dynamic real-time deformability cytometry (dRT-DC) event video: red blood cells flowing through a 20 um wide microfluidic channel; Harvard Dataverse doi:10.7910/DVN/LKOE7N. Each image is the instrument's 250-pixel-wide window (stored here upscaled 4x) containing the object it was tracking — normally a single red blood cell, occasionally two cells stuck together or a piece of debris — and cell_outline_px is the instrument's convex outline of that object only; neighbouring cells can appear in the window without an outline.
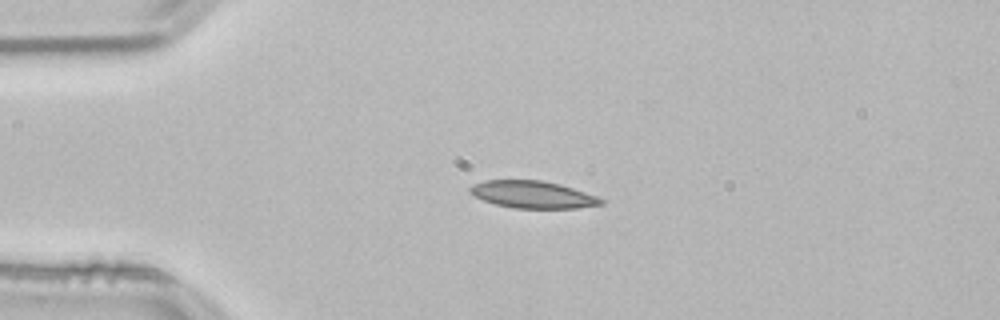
{"species": "common noctule bat (a hibernating species)", "species_latin": "Nyctalus noctula", "temperature_condition": "room temperature", "stored_images_in_passage": 42, "camera_frame_rate_fps": 3000, "um_per_image_px": 0.085, "animal": {"sex": "male", "body_mass_g": 21.5, "forearm_length_mm": 52.0}, "frame": {"image": 1, "passage_image": 1, "time_ms": 0.0, "image_size_px": [1000, 320], "cell_outline_px": [[604, 204], [576, 208], [512, 208], [496, 204], [484, 200], [468, 192], [468, 188], [472, 184], [484, 180], [540, 180], [560, 184], [596, 196], [604, 200]], "centroid_in_image_um": [45.25, 16.53], "position_along_channel_um": 39.7, "area_um2": 20.69}}
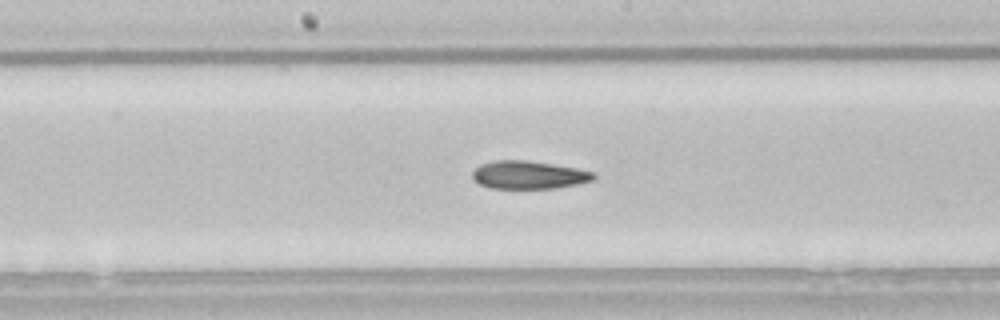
{"frame": {"image": 2, "passage_image": 16, "time_ms": 5.0, "image_size_px": [1000, 320], "cell_outline_px": [[596, 176], [592, 180], [576, 184], [556, 188], [488, 188], [480, 184], [472, 176], [472, 172], [480, 164], [496, 160], [528, 160], [576, 168], [592, 172]], "centroid_in_image_um": [44.91, 14.86], "position_along_channel_um": 203.3, "area_um2": 19.59}}
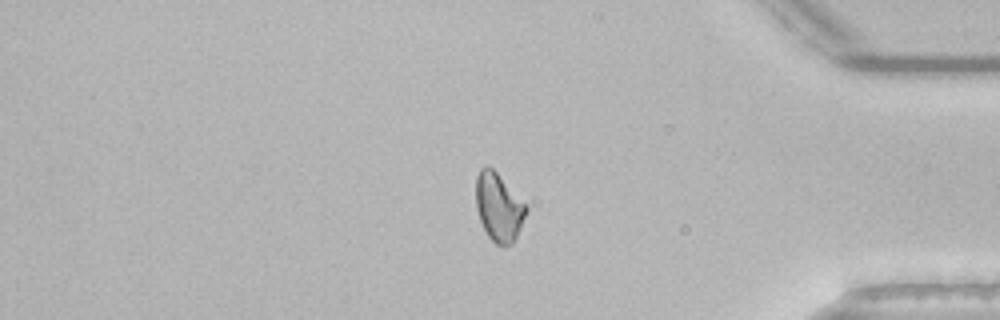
{"frame": {"image": 3, "passage_image": 33, "time_ms": 10.667, "image_size_px": [1000, 320], "cell_outline_px": [[528, 208], [520, 228], [512, 244], [504, 248], [496, 244], [488, 236], [480, 220], [476, 208], [476, 176], [480, 168], [488, 164], [496, 172]], "centroid_in_image_um": [42.36, 17.62], "position_along_channel_um": 392.8, "area_um2": 19.71}, "authors_computed_cell_mechanics": {"area_um2": 20.0566, "velocity_mm_per_s": 3.8337, "shape_relaxation_time_tau1_ms": null, "shape_relaxation_time_tau2_ms": 2.1653, "deformation_change_tau1": null, "deformation_change_tau2": 0.0761}}